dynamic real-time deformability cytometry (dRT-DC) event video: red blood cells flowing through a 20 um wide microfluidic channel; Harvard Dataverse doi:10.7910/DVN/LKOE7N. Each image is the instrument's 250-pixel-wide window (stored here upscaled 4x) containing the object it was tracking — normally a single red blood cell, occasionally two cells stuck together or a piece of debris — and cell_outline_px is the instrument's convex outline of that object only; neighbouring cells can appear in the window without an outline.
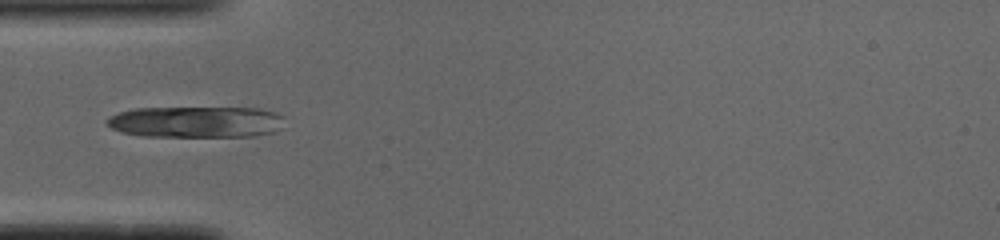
{"species": "common noctule bat (a hibernating species)", "species_latin": "Nyctalus noctula", "temperature_condition": "cold", "stored_images_in_passage": 42, "camera_frame_rate_fps": 3000, "um_per_image_px": 0.085, "animal": {"sex": "male", "body_mass_g": 19.0, "forearm_length_mm": 50.8}, "frame": {"image": 1, "passage_image": 6, "time_ms": 1.667, "image_size_px": [1000, 240], "cell_outline_px": [[284, 116], [276, 132], [256, 136], [140, 136], [120, 132], [112, 128], [104, 120], [108, 116], [120, 112], [136, 108], [260, 108], [276, 112]], "centroid_in_image_um": [16.65, 10.36], "position_along_channel_um": 68.4, "area_um2": 32.48}}
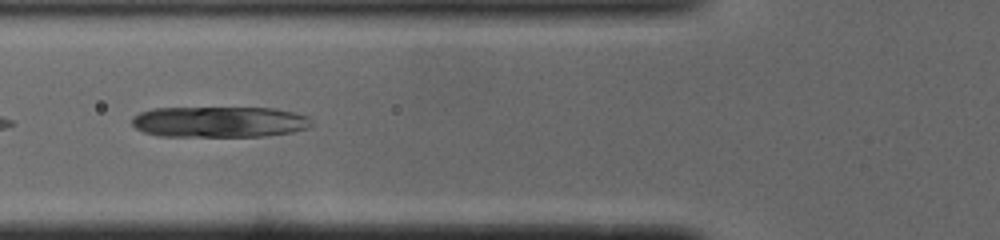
{"frame": {"image": 2, "passage_image": 9, "time_ms": 2.667, "image_size_px": [1000, 240], "cell_outline_px": [[312, 124], [308, 128], [292, 132], [264, 136], [160, 136], [144, 132], [136, 128], [132, 124], [132, 116], [140, 112], [152, 108], [272, 108], [292, 112], [308, 116], [312, 120]], "centroid_in_image_um": [18.64, 10.36], "position_along_channel_um": 107.2, "area_um2": 32.37}}
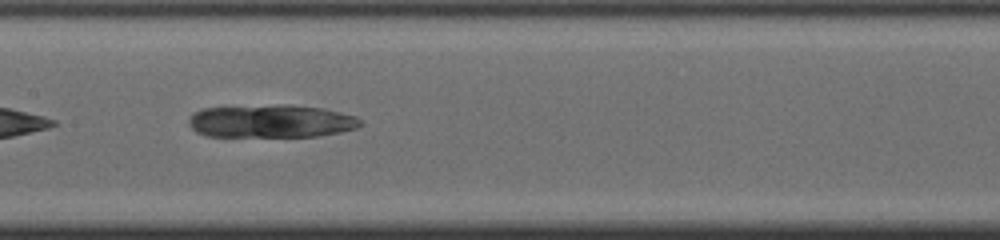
{"frame": {"image": 3, "passage_image": 15, "time_ms": 4.667, "image_size_px": [1000, 240], "cell_outline_px": [[360, 124], [356, 128], [340, 132], [316, 136], [208, 136], [196, 132], [188, 124], [188, 120], [196, 112], [204, 108], [280, 104], [288, 104], [324, 108], [356, 116], [360, 120]], "centroid_in_image_um": [23.05, 10.29], "position_along_channel_um": 184.4, "area_um2": 32.89}}